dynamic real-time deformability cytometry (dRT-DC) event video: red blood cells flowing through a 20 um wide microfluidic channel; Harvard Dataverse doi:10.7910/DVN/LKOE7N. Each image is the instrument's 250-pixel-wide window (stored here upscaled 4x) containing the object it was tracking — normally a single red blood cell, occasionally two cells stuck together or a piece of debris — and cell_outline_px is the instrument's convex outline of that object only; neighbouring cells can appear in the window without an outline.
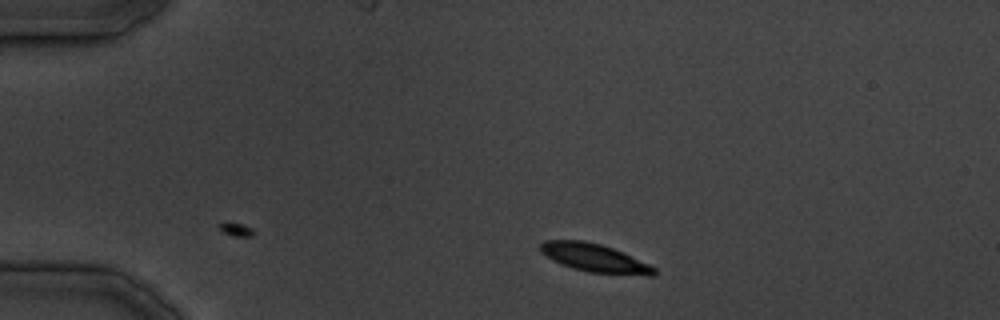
{"species": "common noctule bat (a hibernating species)", "species_latin": "Nyctalus noctula", "temperature_condition": "cold", "stored_images_in_passage": 3, "camera_frame_rate_fps": 3000, "um_per_image_px": 0.085, "animal": {"sex": "male", "body_mass_g": 19.5, "forearm_length_mm": 54.6}, "frame": {"image": 1, "passage_image": 3, "time_ms": 2.333, "image_size_px": [1000, 320], "cell_outline_px": [[656, 272], [652, 276], [648, 276], [588, 272], [572, 268], [560, 264], [552, 260], [540, 252], [540, 244], [544, 240], [584, 240], [600, 244], [612, 248], [648, 264], [656, 268]], "centroid_in_image_um": [50.5, 21.93], "position_along_channel_um": 34.5, "area_um2": 18.67}}